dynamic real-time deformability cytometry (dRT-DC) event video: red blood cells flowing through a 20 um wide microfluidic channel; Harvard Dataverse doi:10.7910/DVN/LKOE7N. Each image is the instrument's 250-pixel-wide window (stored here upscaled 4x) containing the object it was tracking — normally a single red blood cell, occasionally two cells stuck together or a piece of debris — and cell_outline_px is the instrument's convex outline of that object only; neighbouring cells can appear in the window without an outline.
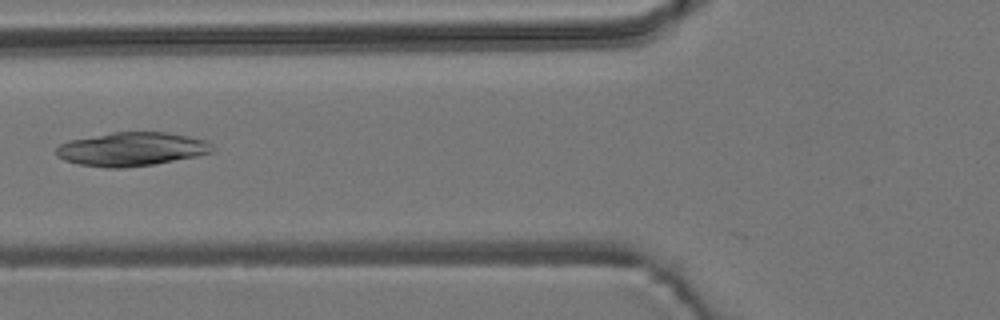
{"species": "common noctule bat (a hibernating species)", "species_latin": "Nyctalus noctula", "temperature_condition": "room temperature", "stored_images_in_passage": 6, "camera_frame_rate_fps": 3000, "um_per_image_px": 0.085, "animal": {"sex": "male", "body_mass_g": 19.2, "forearm_length_mm": 51.8}, "frame": {"image": 1, "passage_image": 5, "time_ms": 1.333, "image_size_px": [1000, 320], "cell_outline_px": [[216, 148], [212, 152], [196, 156], [156, 164], [124, 168], [108, 168], [80, 164], [64, 160], [56, 156], [56, 148], [60, 144], [68, 140], [112, 132], [168, 132], [188, 136], [204, 140], [212, 144]], "centroid_in_image_um": [11.19, 12.67], "position_along_channel_um": 114.6, "area_um2": 30.81}}
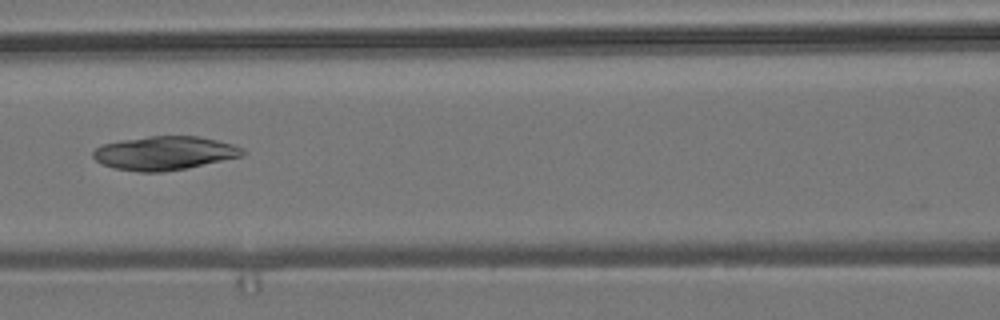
{"frame": {"image": 2, "passage_image": 6, "time_ms": 1.667, "image_size_px": [1000, 320], "cell_outline_px": [[248, 152], [244, 156], [188, 168], [160, 172], [140, 172], [112, 168], [96, 160], [92, 156], [92, 152], [96, 148], [104, 144], [124, 140], [148, 136], [200, 136], [232, 144], [244, 148]], "centroid_in_image_um": [14.04, 13.02], "position_along_channel_um": 152.6, "area_um2": 29.48}}